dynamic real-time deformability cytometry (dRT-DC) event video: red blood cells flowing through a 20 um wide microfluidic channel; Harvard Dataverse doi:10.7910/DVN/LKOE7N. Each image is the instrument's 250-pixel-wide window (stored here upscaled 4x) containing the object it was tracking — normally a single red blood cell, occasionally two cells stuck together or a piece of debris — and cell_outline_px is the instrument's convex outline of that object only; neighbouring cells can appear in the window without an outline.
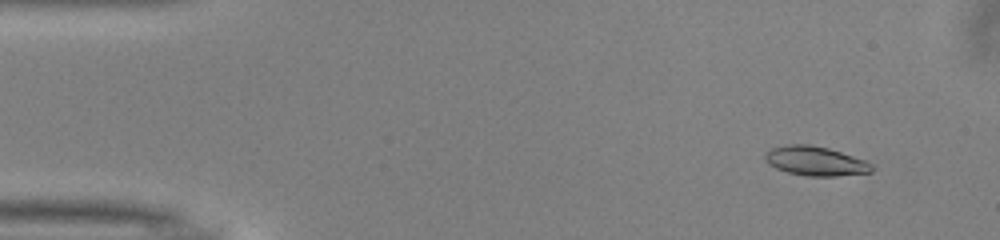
{"species": "common noctule bat (a hibernating species)", "species_latin": "Nyctalus noctula", "temperature_condition": "warm", "stored_images_in_passage": 51, "camera_frame_rate_fps": 3000, "um_per_image_px": 0.085, "animal": {"sex": "male", "body_mass_g": 13.0, "forearm_length_mm": 53.1}, "frame": {"image": 1, "passage_image": 5, "time_ms": 1.333, "image_size_px": [1000, 240], "cell_outline_px": [[876, 168], [872, 172], [836, 176], [808, 176], [788, 172], [776, 168], [768, 164], [764, 160], [764, 156], [772, 148], [792, 144], [808, 144], [828, 148], [864, 160], [872, 164]], "centroid_in_image_um": [69.33, 13.7], "position_along_channel_um": 15.7, "area_um2": 18.09}}
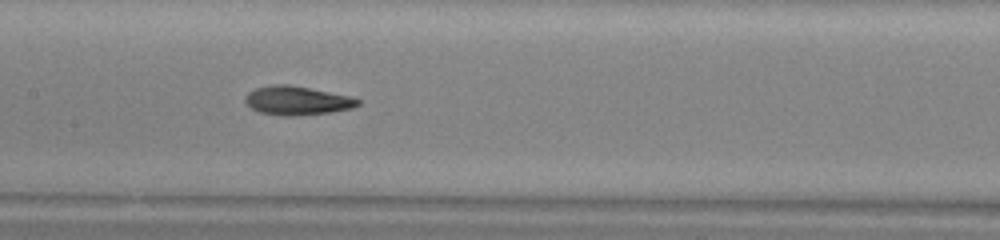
{"frame": {"image": 2, "passage_image": 25, "time_ms": 8.0, "image_size_px": [1000, 240], "cell_outline_px": [[360, 104], [352, 108], [328, 112], [288, 116], [260, 112], [252, 108], [244, 100], [248, 92], [256, 88], [272, 84], [288, 84], [352, 96], [360, 100]], "centroid_in_image_um": [25.26, 8.53], "position_along_channel_um": 182.1, "area_um2": 18.67}}
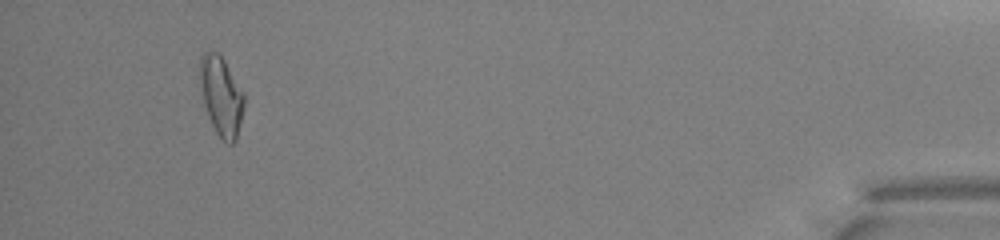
{"frame": {"image": 3, "passage_image": 48, "time_ms": 15.667, "image_size_px": [1000, 240], "cell_outline_px": [[244, 108], [236, 140], [232, 144], [228, 144], [216, 132], [208, 116], [204, 104], [200, 84], [200, 56], [204, 52], [216, 52], [224, 60], [244, 92]], "centroid_in_image_um": [18.82, 8.17], "position_along_channel_um": 416.4, "area_um2": 20.17}, "authors_computed_cell_mechanics": {"area_um2": 18.3804, "velocity_mm_per_s": 4.0479, "shape_relaxation_time_tau1_ms": 5.5832, "shape_relaxation_time_tau2_ms": 3.5901, "deformation_change_tau1": 0.1974, "deformation_change_tau2": 0.126}}